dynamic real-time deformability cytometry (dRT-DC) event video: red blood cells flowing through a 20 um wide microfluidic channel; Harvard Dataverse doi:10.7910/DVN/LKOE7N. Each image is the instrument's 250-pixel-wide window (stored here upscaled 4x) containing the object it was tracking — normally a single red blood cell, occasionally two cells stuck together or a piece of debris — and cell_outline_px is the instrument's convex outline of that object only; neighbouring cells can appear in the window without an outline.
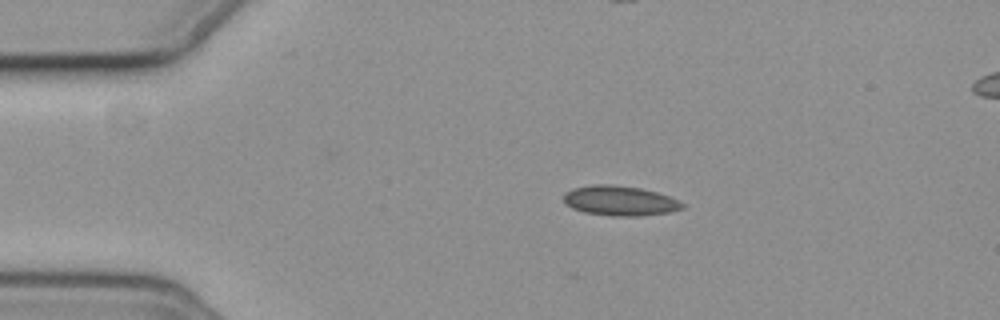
{"species": "common noctule bat (a hibernating species)", "species_latin": "Nyctalus noctula", "temperature_condition": "cold", "stored_images_in_passage": 43, "camera_frame_rate_fps": 3000, "um_per_image_px": 0.085, "animal": {"sex": "female", "body_mass_g": 19.3, "forearm_length_mm": 54.1}, "frame": {"image": 1, "passage_image": 1, "time_ms": 0.0, "image_size_px": [1000, 320], "cell_outline_px": [[684, 208], [668, 212], [636, 216], [612, 216], [584, 212], [572, 208], [564, 200], [564, 192], [572, 188], [592, 184], [612, 184], [640, 188], [656, 192], [668, 196], [684, 204]], "centroid_in_image_um": [52.65, 17.05], "position_along_channel_um": 32.4, "area_um2": 20.52}}
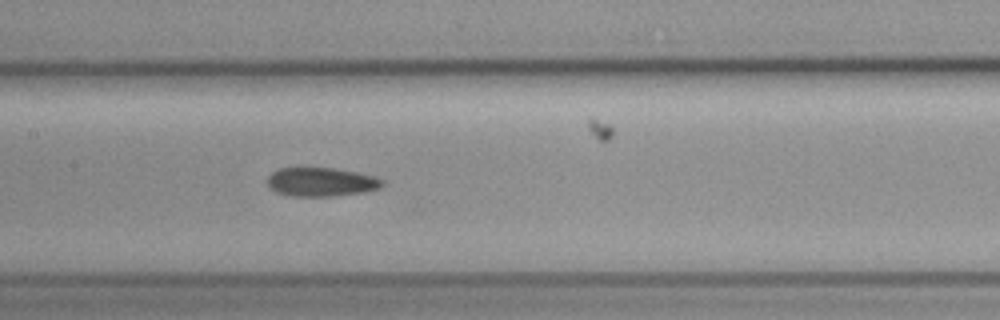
{"frame": {"image": 2, "passage_image": 17, "time_ms": 5.333, "image_size_px": [1000, 320], "cell_outline_px": [[384, 184], [380, 188], [364, 192], [332, 196], [292, 196], [276, 192], [268, 184], [268, 176], [272, 172], [280, 168], [300, 164], [336, 168], [376, 176], [384, 180]], "centroid_in_image_um": [27.28, 15.41], "position_along_channel_um": 180.1, "area_um2": 20.11}}
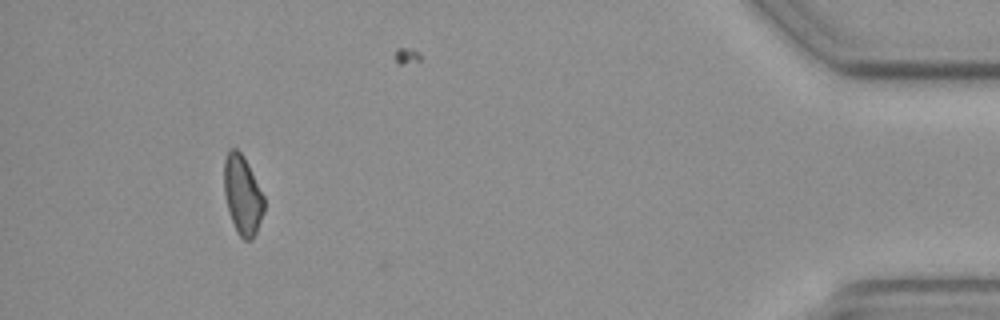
{"frame": {"image": 3, "passage_image": 42, "time_ms": 13.667, "image_size_px": [1000, 320], "cell_outline_px": [[264, 212], [256, 232], [252, 240], [244, 240], [236, 232], [228, 212], [224, 196], [224, 160], [228, 148], [236, 148], [244, 156], [264, 196]], "centroid_in_image_um": [20.6, 16.57], "position_along_channel_um": 414.6, "area_um2": 18.67}}